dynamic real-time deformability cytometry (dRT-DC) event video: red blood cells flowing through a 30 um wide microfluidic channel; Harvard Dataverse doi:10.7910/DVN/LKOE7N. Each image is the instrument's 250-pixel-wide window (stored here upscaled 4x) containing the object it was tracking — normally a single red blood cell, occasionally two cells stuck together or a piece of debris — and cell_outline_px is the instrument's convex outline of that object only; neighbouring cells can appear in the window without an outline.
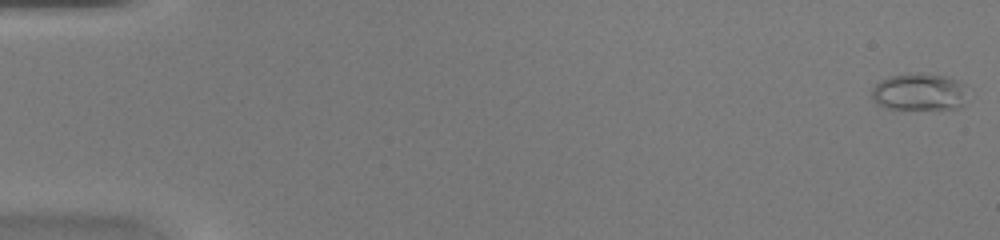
{"species": "common noctule bat (a hibernating species)", "species_latin": "Nyctalus noctula", "temperature_condition": "warm", "stored_images_in_passage": 49, "camera_frame_rate_fps": 3000, "um_per_image_px": 0.085, "animal": {"sex": "female", "body_mass_g": 20.0, "forearm_length_mm": 54.0}, "frame": {"image": 1, "passage_image": 1, "time_ms": 0.0, "image_size_px": [1000, 240], "cell_outline_px": [[964, 104], [960, 108], [884, 108], [876, 104], [872, 100], [872, 88], [880, 80], [892, 76], [916, 72], [920, 72], [944, 76], [960, 84]], "centroid_in_image_um": [78.01, 7.81], "position_along_channel_um": 7.0, "area_um2": 20.11}}
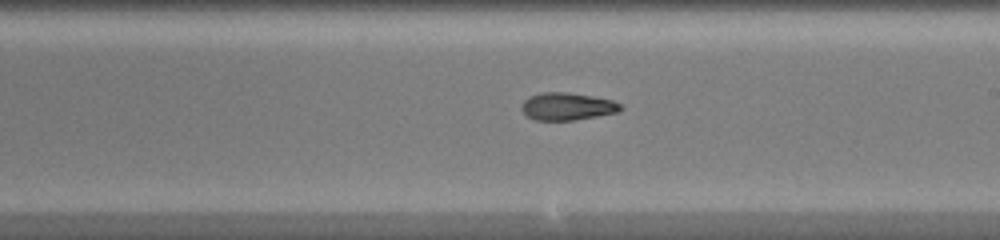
{"frame": {"image": 2, "passage_image": 29, "time_ms": 9.333, "image_size_px": [1000, 240], "cell_outline_px": [[624, 108], [616, 112], [596, 116], [572, 120], [536, 120], [528, 116], [520, 108], [524, 100], [528, 96], [540, 92], [564, 92], [592, 96], [612, 100], [620, 104]], "centroid_in_image_um": [48.18, 9.03], "position_along_channel_um": 240.8, "area_um2": 15.72}}
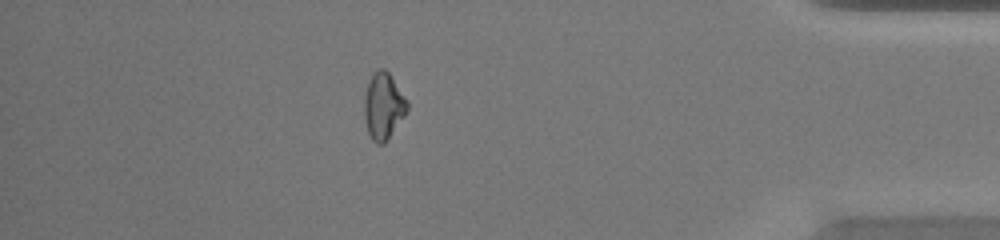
{"frame": {"image": 3, "passage_image": 43, "time_ms": 14.0, "image_size_px": [1000, 240], "cell_outline_px": [[408, 108], [404, 116], [384, 144], [376, 144], [372, 140], [368, 132], [364, 116], [364, 96], [368, 84], [376, 68], [384, 68], [388, 72], [408, 100]], "centroid_in_image_um": [32.59, 9.01], "position_along_channel_um": 402.6, "area_um2": 16.59}, "authors_computed_cell_mechanics": {"area_um2": 16.762, "velocity_mm_per_s": 4.2945, "shape_relaxation_time_tau1_ms": 9.9183, "shape_relaxation_time_tau2_ms": 3.211, "deformation_change_tau1": 0.2789, "deformation_change_tau2": 0.0965}}